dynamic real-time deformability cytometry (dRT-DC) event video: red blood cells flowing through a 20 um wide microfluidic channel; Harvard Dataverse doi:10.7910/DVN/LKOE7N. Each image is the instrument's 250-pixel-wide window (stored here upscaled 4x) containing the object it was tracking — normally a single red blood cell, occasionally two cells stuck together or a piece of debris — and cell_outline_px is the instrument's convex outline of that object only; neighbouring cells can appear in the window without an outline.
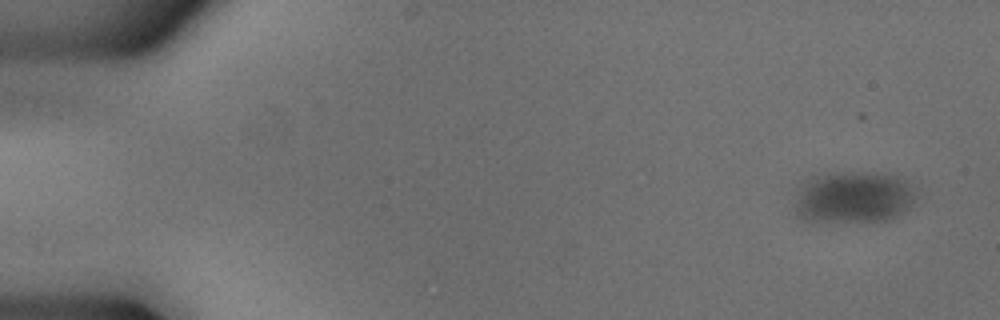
{"species": "common noctule bat (a hibernating species)", "species_latin": "Nyctalus noctula", "temperature_condition": "cold", "stored_images_in_passage": 4, "camera_frame_rate_fps": 3000, "um_per_image_px": 0.085, "animal": {"sex": "male", "body_mass_g": 18.8}, "frame": {"image": 1, "passage_image": 1, "time_ms": 0.0, "image_size_px": [1000, 320], "cell_outline_px": [[920, 196], [904, 212], [892, 220], [868, 224], [804, 220], [796, 216], [796, 200], [800, 184], [804, 180], [812, 176], [836, 172], [872, 172], [896, 176], [904, 180], [916, 188]], "centroid_in_image_um": [72.6, 16.8], "position_along_channel_um": 12.4, "area_um2": 38.09}}